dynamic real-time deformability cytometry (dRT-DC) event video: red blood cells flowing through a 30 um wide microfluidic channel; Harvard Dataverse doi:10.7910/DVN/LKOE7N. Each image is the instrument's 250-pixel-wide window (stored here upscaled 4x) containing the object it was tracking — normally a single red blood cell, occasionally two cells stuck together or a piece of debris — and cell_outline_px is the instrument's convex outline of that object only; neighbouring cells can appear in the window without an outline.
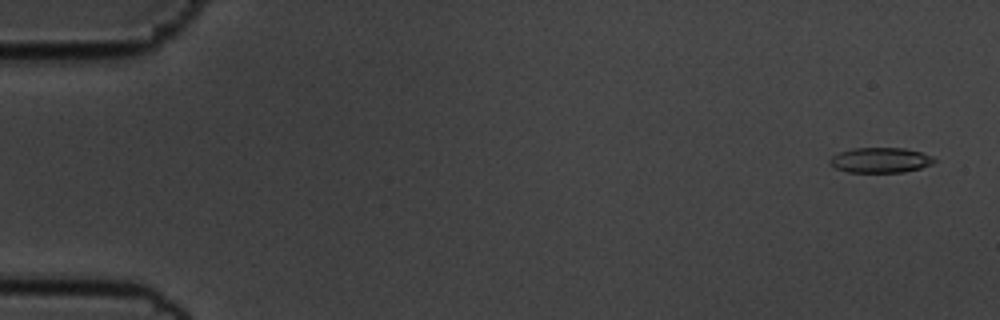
{"species": "common noctule bat (a hibernating species)", "species_latin": "Nyctalus noctula", "temperature_condition": "cold", "stored_images_in_passage": 57, "camera_frame_rate_fps": 3000, "um_per_image_px": 0.085, "animal": {"sex": "male", "body_mass_g": 19.5, "forearm_length_mm": 54.6}, "frame": {"image": 1, "passage_image": 3, "time_ms": 0.667, "image_size_px": [1000, 320], "cell_outline_px": [[936, 160], [932, 164], [920, 168], [904, 172], [848, 172], [836, 168], [828, 164], [828, 160], [832, 156], [840, 152], [852, 148], [904, 148], [920, 152], [932, 156]], "centroid_in_image_um": [74.81, 13.61], "position_along_channel_um": 10.2, "area_um2": 15.32}}
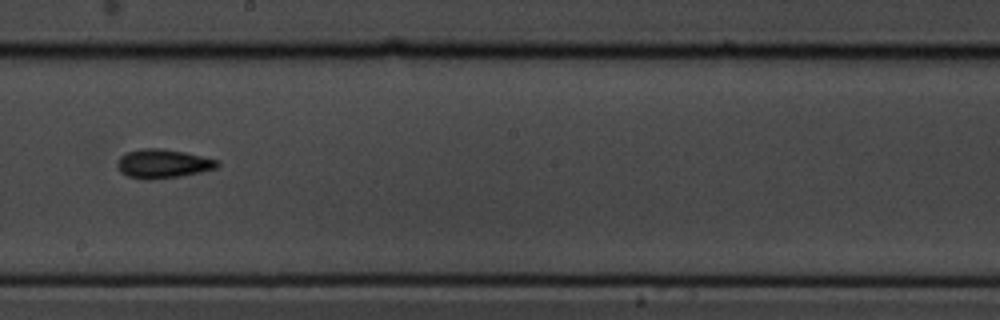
{"frame": {"image": 2, "passage_image": 33, "time_ms": 10.667, "image_size_px": [1000, 320], "cell_outline_px": [[220, 164], [216, 168], [200, 172], [180, 176], [148, 180], [128, 176], [120, 172], [116, 164], [120, 156], [124, 152], [144, 148], [160, 148], [184, 152], [220, 160]], "centroid_in_image_um": [13.83, 13.9], "position_along_channel_um": 234.4, "area_um2": 16.94}}
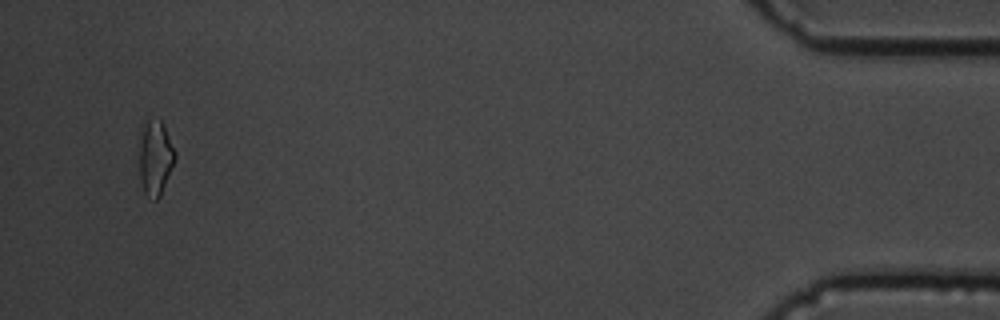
{"frame": {"image": 3, "passage_image": 55, "time_ms": 18.0, "image_size_px": [1000, 320], "cell_outline_px": [[176, 160], [160, 196], [156, 200], [152, 200], [144, 192], [140, 180], [140, 148], [144, 128], [148, 120], [160, 120], [164, 124], [176, 152]], "centroid_in_image_um": [13.25, 13.47], "position_along_channel_um": 422.0, "area_um2": 15.32}, "authors_computed_cell_mechanics": {"area_um2": 15.5482, "velocity_mm_per_s": 3.5846, "shape_relaxation_time_tau1_ms": 6.0736, "shape_relaxation_time_tau2_ms": null, "deformation_change_tau1": 0.1869, "deformation_change_tau2": null}}